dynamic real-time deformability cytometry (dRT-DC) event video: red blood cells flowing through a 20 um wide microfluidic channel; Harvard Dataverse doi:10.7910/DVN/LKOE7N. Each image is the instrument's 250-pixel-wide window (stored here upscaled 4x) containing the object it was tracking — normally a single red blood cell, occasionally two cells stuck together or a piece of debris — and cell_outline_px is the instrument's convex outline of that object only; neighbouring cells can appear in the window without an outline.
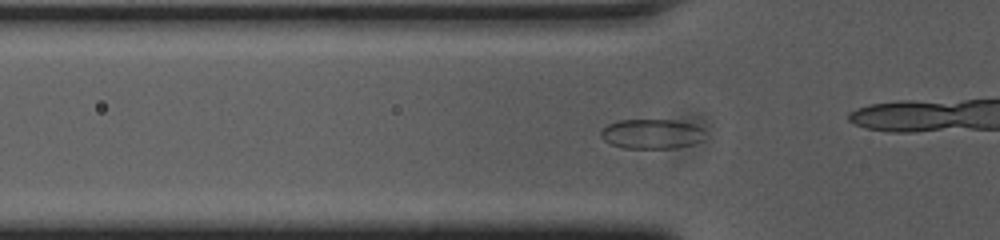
{"species": "common noctule bat (a hibernating species)", "species_latin": "Nyctalus noctula", "temperature_condition": "cold", "stored_images_in_passage": 34, "camera_frame_rate_fps": 3000, "um_per_image_px": 0.085, "animal": {"sex": "female", "body_mass_g": 23.0, "forearm_length_mm": 53.4}, "frame": {"image": 1, "passage_image": 6, "time_ms": 1.667, "image_size_px": [1000, 240], "cell_outline_px": [[700, 128], [696, 140], [692, 144], [672, 148], [624, 148], [612, 144], [604, 140], [600, 136], [600, 132], [608, 124], [620, 120], [672, 120], [692, 124]], "centroid_in_image_um": [55.24, 11.38], "position_along_channel_um": 70.6, "area_um2": 17.28}}
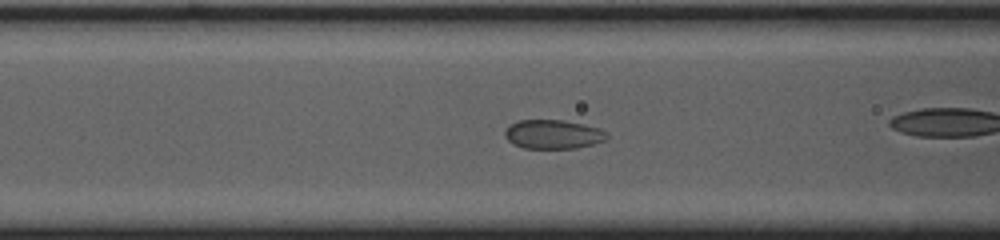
{"frame": {"image": 2, "passage_image": 10, "time_ms": 3.0, "image_size_px": [1000, 240], "cell_outline_px": [[608, 136], [604, 140], [592, 144], [576, 148], [524, 148], [512, 144], [504, 136], [504, 132], [512, 124], [520, 120], [564, 120], [584, 124], [600, 128]], "centroid_in_image_um": [47.0, 11.41], "position_along_channel_um": 119.6, "area_um2": 17.11}}
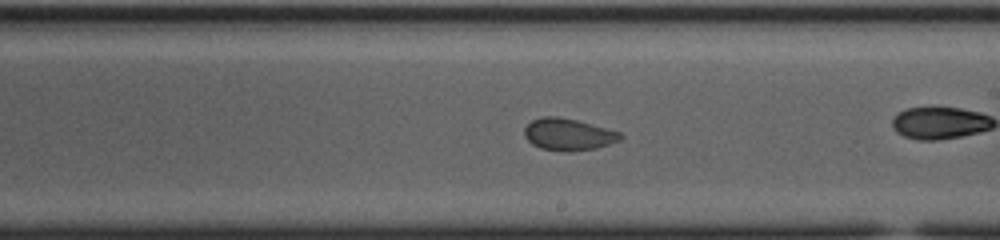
{"frame": {"image": 3, "passage_image": 20, "time_ms": 6.333, "image_size_px": [1000, 240], "cell_outline_px": [[624, 136], [620, 140], [596, 148], [568, 152], [564, 152], [540, 148], [532, 144], [524, 136], [524, 128], [532, 120], [540, 116], [556, 116], [576, 120], [620, 132]], "centroid_in_image_um": [48.28, 11.43], "position_along_channel_um": 240.7, "area_um2": 17.86}}